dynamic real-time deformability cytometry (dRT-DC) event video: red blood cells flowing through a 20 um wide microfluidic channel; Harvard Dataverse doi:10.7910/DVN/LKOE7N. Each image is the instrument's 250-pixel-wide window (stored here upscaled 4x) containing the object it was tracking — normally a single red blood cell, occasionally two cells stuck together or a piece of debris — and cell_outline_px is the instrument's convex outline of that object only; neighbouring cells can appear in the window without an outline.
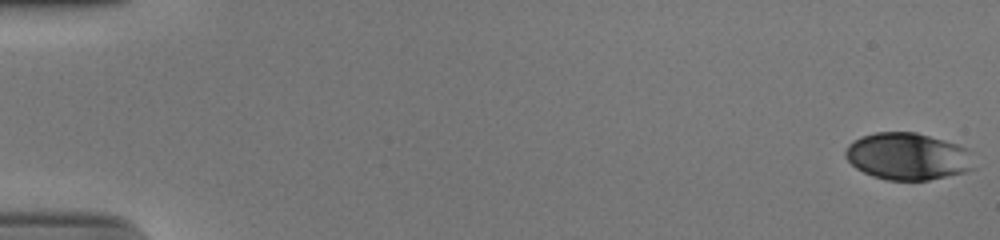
{"species": "human", "species_latin": "Homo sapiens", "temperature_condition": "cold", "stored_images_in_passage": 53, "camera_frame_rate_fps": 3000, "um_per_image_px": 0.085, "donor": {"sex": "male"}, "frame": {"image": 1, "passage_image": 1, "time_ms": 0.0, "image_size_px": [1000, 240], "cell_outline_px": [[976, 168], [964, 172], [928, 180], [888, 180], [872, 176], [856, 168], [844, 156], [844, 152], [848, 144], [860, 136], [876, 132], [916, 132], [956, 144], [968, 148]], "centroid_in_image_um": [77.15, 13.29], "position_along_channel_um": 7.9, "area_um2": 35.32}}
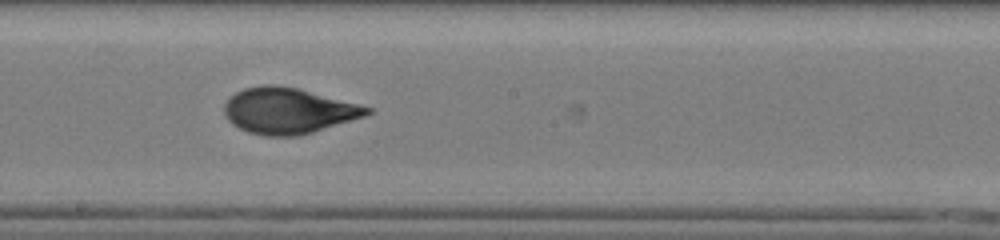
{"frame": {"image": 2, "passage_image": 31, "time_ms": 10.0, "image_size_px": [1000, 240], "cell_outline_px": [[372, 112], [364, 116], [312, 132], [296, 136], [264, 136], [248, 132], [232, 124], [228, 120], [224, 112], [224, 104], [236, 92], [244, 88], [264, 84], [276, 84], [296, 88], [372, 108]], "centroid_in_image_um": [24.45, 9.41], "position_along_channel_um": 223.7, "area_um2": 37.63}}
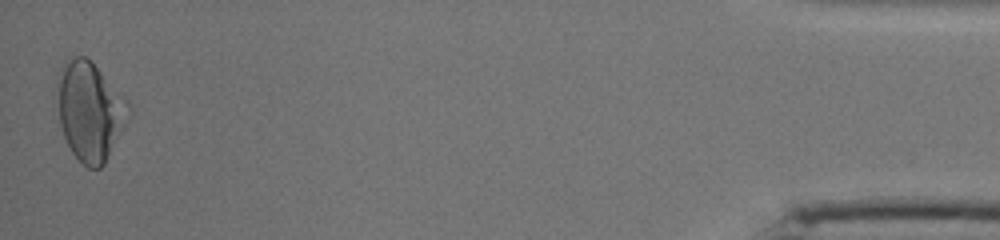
{"frame": {"image": 3, "passage_image": 53, "time_ms": 17.333, "image_size_px": [1000, 240], "cell_outline_px": [[132, 112], [104, 164], [100, 168], [88, 168], [72, 152], [64, 136], [60, 124], [56, 80], [64, 60], [72, 56], [84, 56], [92, 60], [132, 104]], "centroid_in_image_um": [7.66, 9.38], "position_along_channel_um": 427.5, "area_um2": 41.5}, "authors_computed_cell_mechanics": {"area_um2": 36.7608, "velocity_mm_per_s": 3.9074, "shape_relaxation_time_tau1_ms": 3.8816, "shape_relaxation_time_tau2_ms": 0.9242, "deformation_change_tau1": 0.1562, "deformation_change_tau2": 0.049}}